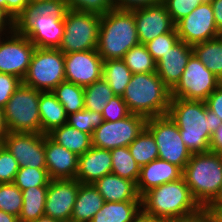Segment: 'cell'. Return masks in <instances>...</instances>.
I'll return each mask as SVG.
<instances>
[{"label":"cell","mask_w":222,"mask_h":222,"mask_svg":"<svg viewBox=\"0 0 222 222\" xmlns=\"http://www.w3.org/2000/svg\"><path fill=\"white\" fill-rule=\"evenodd\" d=\"M167 115L178 126L192 154L210 151L211 135L222 120L207 109L205 101L171 98Z\"/></svg>","instance_id":"obj_1"},{"label":"cell","mask_w":222,"mask_h":222,"mask_svg":"<svg viewBox=\"0 0 222 222\" xmlns=\"http://www.w3.org/2000/svg\"><path fill=\"white\" fill-rule=\"evenodd\" d=\"M141 207L144 215L166 221L201 208L183 177L145 192L141 196Z\"/></svg>","instance_id":"obj_2"},{"label":"cell","mask_w":222,"mask_h":222,"mask_svg":"<svg viewBox=\"0 0 222 222\" xmlns=\"http://www.w3.org/2000/svg\"><path fill=\"white\" fill-rule=\"evenodd\" d=\"M131 114L145 118L167 115L171 94L157 72L133 74L122 95Z\"/></svg>","instance_id":"obj_3"},{"label":"cell","mask_w":222,"mask_h":222,"mask_svg":"<svg viewBox=\"0 0 222 222\" xmlns=\"http://www.w3.org/2000/svg\"><path fill=\"white\" fill-rule=\"evenodd\" d=\"M139 44L131 11L113 9L101 16L97 52L103 61L123 59L127 51Z\"/></svg>","instance_id":"obj_4"},{"label":"cell","mask_w":222,"mask_h":222,"mask_svg":"<svg viewBox=\"0 0 222 222\" xmlns=\"http://www.w3.org/2000/svg\"><path fill=\"white\" fill-rule=\"evenodd\" d=\"M191 194L206 207L218 194L222 183V153L192 154L182 174Z\"/></svg>","instance_id":"obj_5"},{"label":"cell","mask_w":222,"mask_h":222,"mask_svg":"<svg viewBox=\"0 0 222 222\" xmlns=\"http://www.w3.org/2000/svg\"><path fill=\"white\" fill-rule=\"evenodd\" d=\"M40 93L23 83L19 85L2 109L8 132L41 133Z\"/></svg>","instance_id":"obj_6"},{"label":"cell","mask_w":222,"mask_h":222,"mask_svg":"<svg viewBox=\"0 0 222 222\" xmlns=\"http://www.w3.org/2000/svg\"><path fill=\"white\" fill-rule=\"evenodd\" d=\"M64 81V53L59 48H35L22 83L41 92H52Z\"/></svg>","instance_id":"obj_7"},{"label":"cell","mask_w":222,"mask_h":222,"mask_svg":"<svg viewBox=\"0 0 222 222\" xmlns=\"http://www.w3.org/2000/svg\"><path fill=\"white\" fill-rule=\"evenodd\" d=\"M101 15L68 10L59 49L64 53L97 49Z\"/></svg>","instance_id":"obj_8"},{"label":"cell","mask_w":222,"mask_h":222,"mask_svg":"<svg viewBox=\"0 0 222 222\" xmlns=\"http://www.w3.org/2000/svg\"><path fill=\"white\" fill-rule=\"evenodd\" d=\"M146 129L153 135L158 147V158L182 170L192 153L184 144L178 126L168 115L147 119Z\"/></svg>","instance_id":"obj_9"},{"label":"cell","mask_w":222,"mask_h":222,"mask_svg":"<svg viewBox=\"0 0 222 222\" xmlns=\"http://www.w3.org/2000/svg\"><path fill=\"white\" fill-rule=\"evenodd\" d=\"M221 83L222 80L193 54L177 85L170 91L171 98L205 101Z\"/></svg>","instance_id":"obj_10"},{"label":"cell","mask_w":222,"mask_h":222,"mask_svg":"<svg viewBox=\"0 0 222 222\" xmlns=\"http://www.w3.org/2000/svg\"><path fill=\"white\" fill-rule=\"evenodd\" d=\"M35 48V45L17 27L0 36V73L10 74L23 80Z\"/></svg>","instance_id":"obj_11"},{"label":"cell","mask_w":222,"mask_h":222,"mask_svg":"<svg viewBox=\"0 0 222 222\" xmlns=\"http://www.w3.org/2000/svg\"><path fill=\"white\" fill-rule=\"evenodd\" d=\"M146 122L147 118L138 114L114 122L103 121L91 136L92 146L107 150L128 147L146 128Z\"/></svg>","instance_id":"obj_12"},{"label":"cell","mask_w":222,"mask_h":222,"mask_svg":"<svg viewBox=\"0 0 222 222\" xmlns=\"http://www.w3.org/2000/svg\"><path fill=\"white\" fill-rule=\"evenodd\" d=\"M16 27L36 48H59L64 35V20L33 14L29 9L17 21Z\"/></svg>","instance_id":"obj_13"},{"label":"cell","mask_w":222,"mask_h":222,"mask_svg":"<svg viewBox=\"0 0 222 222\" xmlns=\"http://www.w3.org/2000/svg\"><path fill=\"white\" fill-rule=\"evenodd\" d=\"M179 40L194 45L218 37L210 1L202 2L189 15L175 24Z\"/></svg>","instance_id":"obj_14"},{"label":"cell","mask_w":222,"mask_h":222,"mask_svg":"<svg viewBox=\"0 0 222 222\" xmlns=\"http://www.w3.org/2000/svg\"><path fill=\"white\" fill-rule=\"evenodd\" d=\"M2 144L20 167L46 168L45 134L7 132Z\"/></svg>","instance_id":"obj_15"},{"label":"cell","mask_w":222,"mask_h":222,"mask_svg":"<svg viewBox=\"0 0 222 222\" xmlns=\"http://www.w3.org/2000/svg\"><path fill=\"white\" fill-rule=\"evenodd\" d=\"M103 59L97 49L64 54L65 80L82 87L103 77Z\"/></svg>","instance_id":"obj_16"},{"label":"cell","mask_w":222,"mask_h":222,"mask_svg":"<svg viewBox=\"0 0 222 222\" xmlns=\"http://www.w3.org/2000/svg\"><path fill=\"white\" fill-rule=\"evenodd\" d=\"M80 182L76 179H51L45 202V216L70 222Z\"/></svg>","instance_id":"obj_17"},{"label":"cell","mask_w":222,"mask_h":222,"mask_svg":"<svg viewBox=\"0 0 222 222\" xmlns=\"http://www.w3.org/2000/svg\"><path fill=\"white\" fill-rule=\"evenodd\" d=\"M135 17L140 44H145L157 36L171 32L175 28L163 2L130 10Z\"/></svg>","instance_id":"obj_18"},{"label":"cell","mask_w":222,"mask_h":222,"mask_svg":"<svg viewBox=\"0 0 222 222\" xmlns=\"http://www.w3.org/2000/svg\"><path fill=\"white\" fill-rule=\"evenodd\" d=\"M192 55V45L179 40L156 62V72L170 91L177 85Z\"/></svg>","instance_id":"obj_19"},{"label":"cell","mask_w":222,"mask_h":222,"mask_svg":"<svg viewBox=\"0 0 222 222\" xmlns=\"http://www.w3.org/2000/svg\"><path fill=\"white\" fill-rule=\"evenodd\" d=\"M46 169L50 179H75L78 156L45 135Z\"/></svg>","instance_id":"obj_20"},{"label":"cell","mask_w":222,"mask_h":222,"mask_svg":"<svg viewBox=\"0 0 222 222\" xmlns=\"http://www.w3.org/2000/svg\"><path fill=\"white\" fill-rule=\"evenodd\" d=\"M112 171L110 150L91 147L83 155L78 156L76 180L83 184H94Z\"/></svg>","instance_id":"obj_21"},{"label":"cell","mask_w":222,"mask_h":222,"mask_svg":"<svg viewBox=\"0 0 222 222\" xmlns=\"http://www.w3.org/2000/svg\"><path fill=\"white\" fill-rule=\"evenodd\" d=\"M183 170L166 160L155 159L140 167V175L136 183L140 196L151 188L182 178Z\"/></svg>","instance_id":"obj_22"},{"label":"cell","mask_w":222,"mask_h":222,"mask_svg":"<svg viewBox=\"0 0 222 222\" xmlns=\"http://www.w3.org/2000/svg\"><path fill=\"white\" fill-rule=\"evenodd\" d=\"M105 202L141 201L137 186L130 181L109 173L93 184Z\"/></svg>","instance_id":"obj_23"},{"label":"cell","mask_w":222,"mask_h":222,"mask_svg":"<svg viewBox=\"0 0 222 222\" xmlns=\"http://www.w3.org/2000/svg\"><path fill=\"white\" fill-rule=\"evenodd\" d=\"M105 203L93 184L80 183L70 222H91Z\"/></svg>","instance_id":"obj_24"},{"label":"cell","mask_w":222,"mask_h":222,"mask_svg":"<svg viewBox=\"0 0 222 222\" xmlns=\"http://www.w3.org/2000/svg\"><path fill=\"white\" fill-rule=\"evenodd\" d=\"M141 213V201L105 202L91 222H134Z\"/></svg>","instance_id":"obj_25"},{"label":"cell","mask_w":222,"mask_h":222,"mask_svg":"<svg viewBox=\"0 0 222 222\" xmlns=\"http://www.w3.org/2000/svg\"><path fill=\"white\" fill-rule=\"evenodd\" d=\"M41 133L47 135L53 129L67 123L63 105L52 92H41L39 100Z\"/></svg>","instance_id":"obj_26"},{"label":"cell","mask_w":222,"mask_h":222,"mask_svg":"<svg viewBox=\"0 0 222 222\" xmlns=\"http://www.w3.org/2000/svg\"><path fill=\"white\" fill-rule=\"evenodd\" d=\"M53 141L65 147L77 156L83 155L92 147L90 134L84 133L67 123L47 134Z\"/></svg>","instance_id":"obj_27"},{"label":"cell","mask_w":222,"mask_h":222,"mask_svg":"<svg viewBox=\"0 0 222 222\" xmlns=\"http://www.w3.org/2000/svg\"><path fill=\"white\" fill-rule=\"evenodd\" d=\"M48 186L29 187L22 190L23 205L19 222H32L45 215Z\"/></svg>","instance_id":"obj_28"},{"label":"cell","mask_w":222,"mask_h":222,"mask_svg":"<svg viewBox=\"0 0 222 222\" xmlns=\"http://www.w3.org/2000/svg\"><path fill=\"white\" fill-rule=\"evenodd\" d=\"M193 54L222 80V42L217 38L192 45Z\"/></svg>","instance_id":"obj_29"},{"label":"cell","mask_w":222,"mask_h":222,"mask_svg":"<svg viewBox=\"0 0 222 222\" xmlns=\"http://www.w3.org/2000/svg\"><path fill=\"white\" fill-rule=\"evenodd\" d=\"M133 73L123 59H111L103 63V78L116 96H122Z\"/></svg>","instance_id":"obj_30"},{"label":"cell","mask_w":222,"mask_h":222,"mask_svg":"<svg viewBox=\"0 0 222 222\" xmlns=\"http://www.w3.org/2000/svg\"><path fill=\"white\" fill-rule=\"evenodd\" d=\"M52 93L63 105L66 115L85 109L84 87L82 86L64 81L59 83Z\"/></svg>","instance_id":"obj_31"},{"label":"cell","mask_w":222,"mask_h":222,"mask_svg":"<svg viewBox=\"0 0 222 222\" xmlns=\"http://www.w3.org/2000/svg\"><path fill=\"white\" fill-rule=\"evenodd\" d=\"M112 157V171L115 175L137 183L140 166L137 164L129 148L119 147L110 150Z\"/></svg>","instance_id":"obj_32"},{"label":"cell","mask_w":222,"mask_h":222,"mask_svg":"<svg viewBox=\"0 0 222 222\" xmlns=\"http://www.w3.org/2000/svg\"><path fill=\"white\" fill-rule=\"evenodd\" d=\"M115 96L108 82L102 77L84 87L85 109L102 113L107 103Z\"/></svg>","instance_id":"obj_33"},{"label":"cell","mask_w":222,"mask_h":222,"mask_svg":"<svg viewBox=\"0 0 222 222\" xmlns=\"http://www.w3.org/2000/svg\"><path fill=\"white\" fill-rule=\"evenodd\" d=\"M131 155L142 167L158 158V147L153 135L145 128L128 146Z\"/></svg>","instance_id":"obj_34"},{"label":"cell","mask_w":222,"mask_h":222,"mask_svg":"<svg viewBox=\"0 0 222 222\" xmlns=\"http://www.w3.org/2000/svg\"><path fill=\"white\" fill-rule=\"evenodd\" d=\"M123 61L133 74L156 72V61L144 44H139L127 51Z\"/></svg>","instance_id":"obj_35"},{"label":"cell","mask_w":222,"mask_h":222,"mask_svg":"<svg viewBox=\"0 0 222 222\" xmlns=\"http://www.w3.org/2000/svg\"><path fill=\"white\" fill-rule=\"evenodd\" d=\"M50 180L46 168L26 166L19 168L13 183L22 191L29 187L48 186Z\"/></svg>","instance_id":"obj_36"},{"label":"cell","mask_w":222,"mask_h":222,"mask_svg":"<svg viewBox=\"0 0 222 222\" xmlns=\"http://www.w3.org/2000/svg\"><path fill=\"white\" fill-rule=\"evenodd\" d=\"M22 205V191L13 182L0 183V210L19 217Z\"/></svg>","instance_id":"obj_37"},{"label":"cell","mask_w":222,"mask_h":222,"mask_svg":"<svg viewBox=\"0 0 222 222\" xmlns=\"http://www.w3.org/2000/svg\"><path fill=\"white\" fill-rule=\"evenodd\" d=\"M102 113L83 109L67 115V124L92 136L94 130L103 123Z\"/></svg>","instance_id":"obj_38"},{"label":"cell","mask_w":222,"mask_h":222,"mask_svg":"<svg viewBox=\"0 0 222 222\" xmlns=\"http://www.w3.org/2000/svg\"><path fill=\"white\" fill-rule=\"evenodd\" d=\"M29 10L33 14L46 17L51 16L56 20H64L65 15L69 9L64 0H46L30 3Z\"/></svg>","instance_id":"obj_39"},{"label":"cell","mask_w":222,"mask_h":222,"mask_svg":"<svg viewBox=\"0 0 222 222\" xmlns=\"http://www.w3.org/2000/svg\"><path fill=\"white\" fill-rule=\"evenodd\" d=\"M68 9L105 15L115 9L113 0H64Z\"/></svg>","instance_id":"obj_40"},{"label":"cell","mask_w":222,"mask_h":222,"mask_svg":"<svg viewBox=\"0 0 222 222\" xmlns=\"http://www.w3.org/2000/svg\"><path fill=\"white\" fill-rule=\"evenodd\" d=\"M178 41L179 36L176 28H174L171 32L159 35L144 45L148 52L152 55L153 59L157 62L163 54L167 53Z\"/></svg>","instance_id":"obj_41"},{"label":"cell","mask_w":222,"mask_h":222,"mask_svg":"<svg viewBox=\"0 0 222 222\" xmlns=\"http://www.w3.org/2000/svg\"><path fill=\"white\" fill-rule=\"evenodd\" d=\"M20 166L7 148L0 144V183L14 182Z\"/></svg>","instance_id":"obj_42"},{"label":"cell","mask_w":222,"mask_h":222,"mask_svg":"<svg viewBox=\"0 0 222 222\" xmlns=\"http://www.w3.org/2000/svg\"><path fill=\"white\" fill-rule=\"evenodd\" d=\"M174 24L189 15L202 2L200 0H163Z\"/></svg>","instance_id":"obj_43"},{"label":"cell","mask_w":222,"mask_h":222,"mask_svg":"<svg viewBox=\"0 0 222 222\" xmlns=\"http://www.w3.org/2000/svg\"><path fill=\"white\" fill-rule=\"evenodd\" d=\"M131 113L127 108V104L123 100L122 96H114L105 106L102 116L104 121H118L126 118Z\"/></svg>","instance_id":"obj_44"},{"label":"cell","mask_w":222,"mask_h":222,"mask_svg":"<svg viewBox=\"0 0 222 222\" xmlns=\"http://www.w3.org/2000/svg\"><path fill=\"white\" fill-rule=\"evenodd\" d=\"M22 83L16 76L0 73V108L3 109L15 90Z\"/></svg>","instance_id":"obj_45"},{"label":"cell","mask_w":222,"mask_h":222,"mask_svg":"<svg viewBox=\"0 0 222 222\" xmlns=\"http://www.w3.org/2000/svg\"><path fill=\"white\" fill-rule=\"evenodd\" d=\"M167 222H217L214 215H212L206 207H201L197 211L180 216L174 219L167 220Z\"/></svg>","instance_id":"obj_46"},{"label":"cell","mask_w":222,"mask_h":222,"mask_svg":"<svg viewBox=\"0 0 222 222\" xmlns=\"http://www.w3.org/2000/svg\"><path fill=\"white\" fill-rule=\"evenodd\" d=\"M29 5V0H6V13L17 23L29 9Z\"/></svg>","instance_id":"obj_47"},{"label":"cell","mask_w":222,"mask_h":222,"mask_svg":"<svg viewBox=\"0 0 222 222\" xmlns=\"http://www.w3.org/2000/svg\"><path fill=\"white\" fill-rule=\"evenodd\" d=\"M207 109L222 120V83L205 100Z\"/></svg>","instance_id":"obj_48"},{"label":"cell","mask_w":222,"mask_h":222,"mask_svg":"<svg viewBox=\"0 0 222 222\" xmlns=\"http://www.w3.org/2000/svg\"><path fill=\"white\" fill-rule=\"evenodd\" d=\"M163 0H113L117 10H133L161 3Z\"/></svg>","instance_id":"obj_49"},{"label":"cell","mask_w":222,"mask_h":222,"mask_svg":"<svg viewBox=\"0 0 222 222\" xmlns=\"http://www.w3.org/2000/svg\"><path fill=\"white\" fill-rule=\"evenodd\" d=\"M16 27V23L0 8V36L7 34Z\"/></svg>","instance_id":"obj_50"},{"label":"cell","mask_w":222,"mask_h":222,"mask_svg":"<svg viewBox=\"0 0 222 222\" xmlns=\"http://www.w3.org/2000/svg\"><path fill=\"white\" fill-rule=\"evenodd\" d=\"M210 151L222 153V124L211 135Z\"/></svg>","instance_id":"obj_51"},{"label":"cell","mask_w":222,"mask_h":222,"mask_svg":"<svg viewBox=\"0 0 222 222\" xmlns=\"http://www.w3.org/2000/svg\"><path fill=\"white\" fill-rule=\"evenodd\" d=\"M213 12H214V20L217 26L218 31L222 30V0H209Z\"/></svg>","instance_id":"obj_52"},{"label":"cell","mask_w":222,"mask_h":222,"mask_svg":"<svg viewBox=\"0 0 222 222\" xmlns=\"http://www.w3.org/2000/svg\"><path fill=\"white\" fill-rule=\"evenodd\" d=\"M220 208H222V183L218 194L214 199L206 206V209L214 215Z\"/></svg>","instance_id":"obj_53"},{"label":"cell","mask_w":222,"mask_h":222,"mask_svg":"<svg viewBox=\"0 0 222 222\" xmlns=\"http://www.w3.org/2000/svg\"><path fill=\"white\" fill-rule=\"evenodd\" d=\"M0 222H19V217L0 210Z\"/></svg>","instance_id":"obj_54"},{"label":"cell","mask_w":222,"mask_h":222,"mask_svg":"<svg viewBox=\"0 0 222 222\" xmlns=\"http://www.w3.org/2000/svg\"><path fill=\"white\" fill-rule=\"evenodd\" d=\"M7 129L4 123V118H3V110L0 108V144H2L3 139L5 138L7 134Z\"/></svg>","instance_id":"obj_55"},{"label":"cell","mask_w":222,"mask_h":222,"mask_svg":"<svg viewBox=\"0 0 222 222\" xmlns=\"http://www.w3.org/2000/svg\"><path fill=\"white\" fill-rule=\"evenodd\" d=\"M134 222H167L166 220L163 219H158V218H153V217H149L144 215L143 213H141Z\"/></svg>","instance_id":"obj_56"},{"label":"cell","mask_w":222,"mask_h":222,"mask_svg":"<svg viewBox=\"0 0 222 222\" xmlns=\"http://www.w3.org/2000/svg\"><path fill=\"white\" fill-rule=\"evenodd\" d=\"M32 222H59V221L44 215V216H41L37 220L32 221Z\"/></svg>","instance_id":"obj_57"},{"label":"cell","mask_w":222,"mask_h":222,"mask_svg":"<svg viewBox=\"0 0 222 222\" xmlns=\"http://www.w3.org/2000/svg\"><path fill=\"white\" fill-rule=\"evenodd\" d=\"M214 217L217 222H222V208H220L215 214Z\"/></svg>","instance_id":"obj_58"},{"label":"cell","mask_w":222,"mask_h":222,"mask_svg":"<svg viewBox=\"0 0 222 222\" xmlns=\"http://www.w3.org/2000/svg\"><path fill=\"white\" fill-rule=\"evenodd\" d=\"M0 8L6 12V0H0Z\"/></svg>","instance_id":"obj_59"},{"label":"cell","mask_w":222,"mask_h":222,"mask_svg":"<svg viewBox=\"0 0 222 222\" xmlns=\"http://www.w3.org/2000/svg\"><path fill=\"white\" fill-rule=\"evenodd\" d=\"M218 39L222 42V30L218 32Z\"/></svg>","instance_id":"obj_60"},{"label":"cell","mask_w":222,"mask_h":222,"mask_svg":"<svg viewBox=\"0 0 222 222\" xmlns=\"http://www.w3.org/2000/svg\"><path fill=\"white\" fill-rule=\"evenodd\" d=\"M40 1H46V0H29L30 3H32V2H40Z\"/></svg>","instance_id":"obj_61"}]
</instances>
